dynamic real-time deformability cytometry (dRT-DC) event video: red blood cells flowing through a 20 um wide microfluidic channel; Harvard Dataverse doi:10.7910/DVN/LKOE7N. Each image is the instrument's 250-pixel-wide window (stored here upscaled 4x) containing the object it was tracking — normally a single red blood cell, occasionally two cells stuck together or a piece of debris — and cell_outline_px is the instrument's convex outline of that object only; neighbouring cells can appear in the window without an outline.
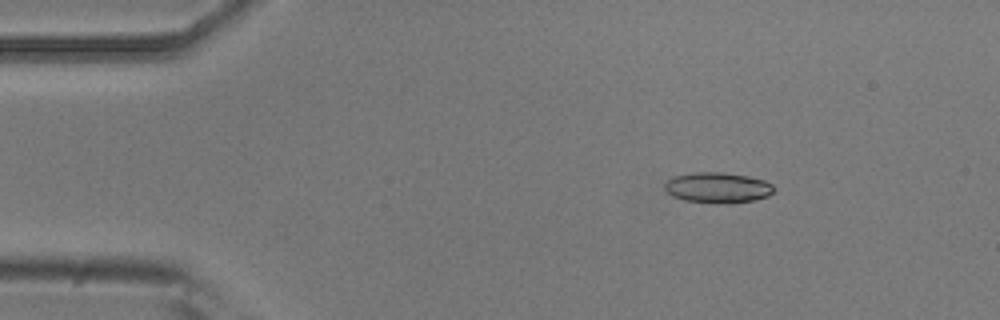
{"species": "common noctule bat (a hibernating species)", "species_latin": "Nyctalus noctula", "temperature_condition": "room temperature", "stored_images_in_passage": 39, "camera_frame_rate_fps": 3000, "um_per_image_px": 0.085, "animal": {"sex": "male", "body_mass_g": 20.5, "forearm_length_mm": 52.5}, "frame": {"image": 1, "passage_image": 4, "time_ms": 1.0, "image_size_px": [1000, 320], "cell_outline_px": [[776, 188], [768, 196], [756, 200], [732, 204], [716, 204], [684, 200], [672, 196], [664, 188], [664, 184], [668, 180], [676, 176], [692, 172], [720, 172], [748, 176], [764, 180], [772, 184]], "centroid_in_image_um": [61.03, 15.97], "position_along_channel_um": 24.0, "area_um2": 19.71}}
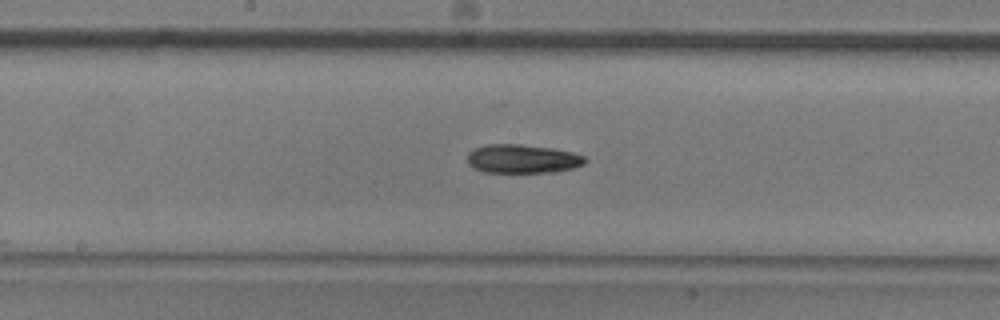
{"frame": {"image": 2, "passage_image": 23, "time_ms": 7.333, "image_size_px": [1000, 320], "cell_outline_px": [[588, 160], [584, 164], [572, 168], [556, 172], [484, 172], [472, 168], [468, 164], [468, 152], [476, 148], [488, 144], [520, 144], [552, 148], [572, 152], [584, 156]], "centroid_in_image_um": [44.41, 13.5], "position_along_channel_um": 203.8, "area_um2": 19.77}}
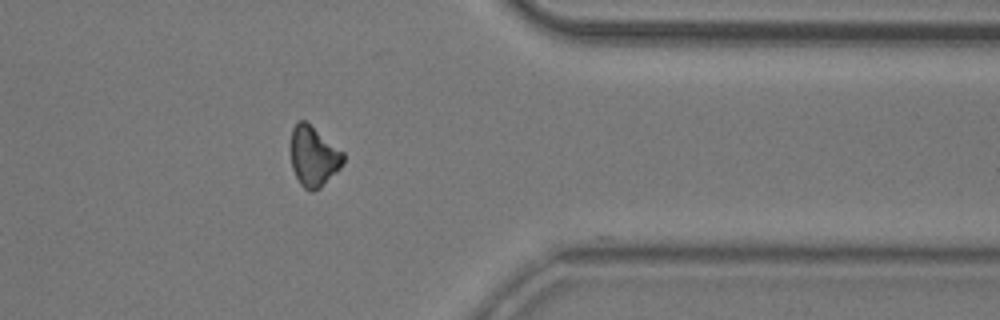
{"frame": {"image": 3, "passage_image": 38, "time_ms": 12.333, "image_size_px": [1000, 320], "cell_outline_px": [[344, 164], [320, 188], [312, 192], [304, 188], [300, 184], [292, 168], [288, 148], [292, 128], [296, 120], [304, 120], [344, 152]], "centroid_in_image_um": [26.61, 13.28], "position_along_channel_um": 384.8, "area_um2": 18.79}, "authors_computed_cell_mechanics": {"area_um2": 19.4208, "velocity_mm_per_s": 3.8958, "shape_relaxation_time_tau1_ms": 3.7239, "shape_relaxation_time_tau2_ms": null, "deformation_change_tau1": 0.1333, "deformation_change_tau2": null}}